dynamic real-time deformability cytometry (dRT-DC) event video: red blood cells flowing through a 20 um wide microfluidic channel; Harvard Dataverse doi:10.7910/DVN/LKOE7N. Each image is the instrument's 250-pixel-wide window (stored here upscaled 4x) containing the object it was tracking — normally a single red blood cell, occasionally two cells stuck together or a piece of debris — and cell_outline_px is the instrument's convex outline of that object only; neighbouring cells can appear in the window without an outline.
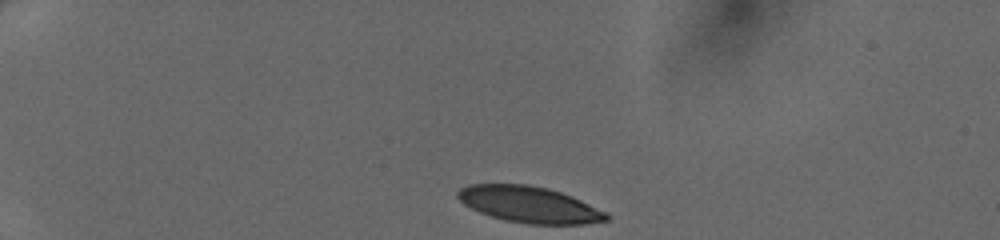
{"species": "human", "species_latin": "Homo sapiens", "temperature_condition": "cold", "stored_images_in_passage": 34, "camera_frame_rate_fps": 3000, "um_per_image_px": 0.085, "donor": {"sex": "female"}, "frame": {"image": 1, "passage_image": 1, "time_ms": 0.0, "image_size_px": [1000, 240], "cell_outline_px": [[608, 220], [584, 224], [528, 224], [504, 220], [480, 212], [464, 204], [456, 196], [456, 192], [460, 188], [468, 184], [528, 184], [548, 188], [572, 196], [608, 212]], "centroid_in_image_um": [44.99, 17.38], "position_along_channel_um": 40.0, "area_um2": 31.44}}
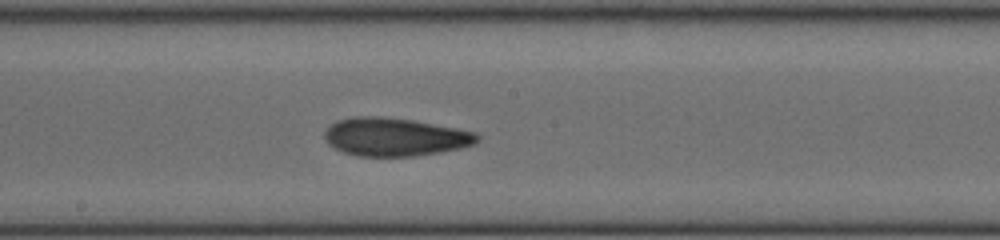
{"frame": {"image": 2, "passage_image": 18, "time_ms": 5.667, "image_size_px": [1000, 240], "cell_outline_px": [[480, 140], [472, 144], [460, 148], [412, 156], [356, 156], [344, 152], [328, 144], [324, 136], [324, 132], [336, 120], [352, 116], [376, 116], [412, 120], [456, 128], [476, 132], [480, 136]], "centroid_in_image_um": [33.54, 11.63], "position_along_channel_um": 214.7, "area_um2": 33.76}}
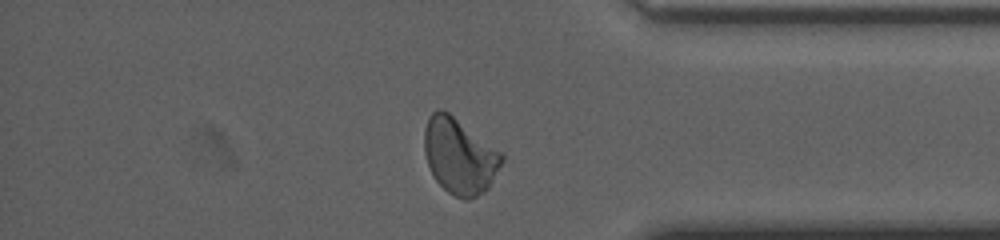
{"frame": {"image": 3, "passage_image": 31, "time_ms": 10.0, "image_size_px": [1000, 240], "cell_outline_px": [[504, 160], [488, 188], [484, 192], [468, 200], [464, 200], [448, 192], [436, 180], [428, 164], [424, 152], [424, 128], [428, 116], [436, 108], [440, 108], [448, 112], [500, 152], [504, 156]], "centroid_in_image_um": [39.03, 13.26], "position_along_channel_um": 396.2, "area_um2": 33.81}}